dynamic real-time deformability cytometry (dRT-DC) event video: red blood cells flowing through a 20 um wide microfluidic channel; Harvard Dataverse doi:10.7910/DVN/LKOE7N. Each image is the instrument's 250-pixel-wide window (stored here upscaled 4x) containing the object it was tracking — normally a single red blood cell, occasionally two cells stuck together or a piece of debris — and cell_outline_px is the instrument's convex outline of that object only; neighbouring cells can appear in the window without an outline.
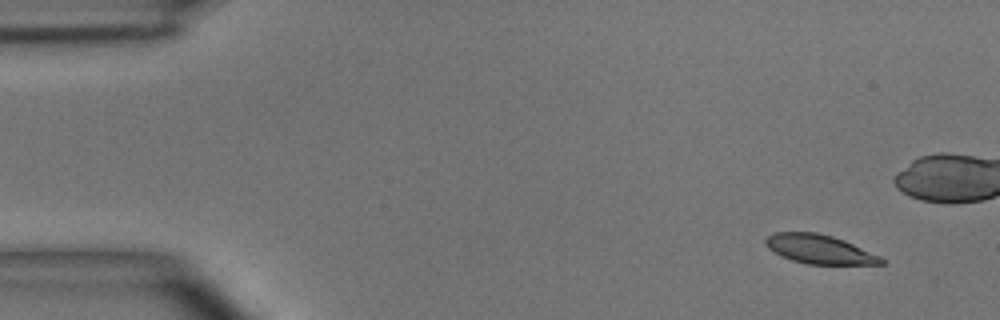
{"species": "common noctule bat (a hibernating species)", "species_latin": "Nyctalus noctula", "temperature_condition": "room temperature", "stored_images_in_passage": 5, "camera_frame_rate_fps": 3000, "um_per_image_px": 0.085, "animal": {"sex": "male", "body_mass_g": 15.6}, "frame": {"image": 1, "passage_image": 1, "time_ms": 0.0, "image_size_px": [1000, 320], "cell_outline_px": [[884, 264], [808, 264], [792, 260], [768, 248], [764, 244], [764, 240], [768, 236], [776, 232], [816, 232], [832, 236], [844, 240], [880, 256], [884, 260]], "centroid_in_image_um": [69.65, 21.18], "position_along_channel_um": 15.4, "area_um2": 19.31}}